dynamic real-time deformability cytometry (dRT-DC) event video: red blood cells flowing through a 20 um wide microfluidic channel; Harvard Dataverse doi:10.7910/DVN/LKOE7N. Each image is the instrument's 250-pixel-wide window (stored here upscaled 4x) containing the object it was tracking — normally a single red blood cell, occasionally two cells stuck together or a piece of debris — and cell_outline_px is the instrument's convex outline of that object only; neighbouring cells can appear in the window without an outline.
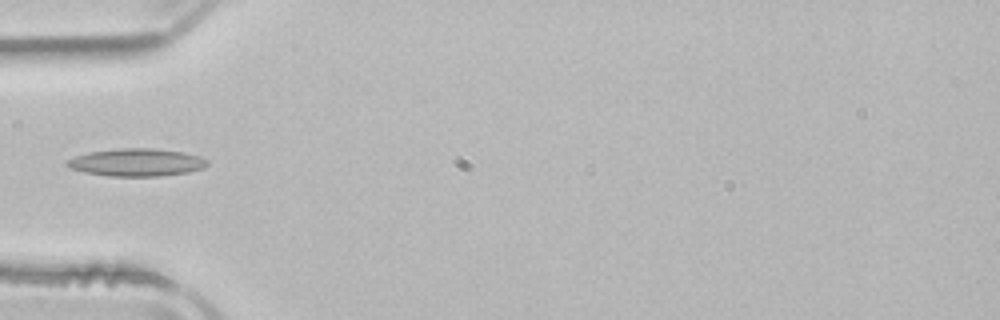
{"species": "common noctule bat (a hibernating species)", "species_latin": "Nyctalus noctula", "temperature_condition": "room temperature", "stored_images_in_passage": 3, "camera_frame_rate_fps": 3000, "um_per_image_px": 0.085, "animal": {"sex": "male", "body_mass_g": 21.5, "forearm_length_mm": 52.0}, "frame": {"image": 1, "passage_image": 1, "time_ms": 0.0, "image_size_px": [1000, 320], "cell_outline_px": [[208, 164], [204, 168], [188, 172], [160, 176], [108, 176], [84, 172], [72, 168], [64, 164], [68, 160], [76, 156], [88, 152], [116, 148], [152, 148], [184, 152], [200, 156], [208, 160]], "centroid_in_image_um": [11.63, 13.8], "position_along_channel_um": 73.4, "area_um2": 22.66}}